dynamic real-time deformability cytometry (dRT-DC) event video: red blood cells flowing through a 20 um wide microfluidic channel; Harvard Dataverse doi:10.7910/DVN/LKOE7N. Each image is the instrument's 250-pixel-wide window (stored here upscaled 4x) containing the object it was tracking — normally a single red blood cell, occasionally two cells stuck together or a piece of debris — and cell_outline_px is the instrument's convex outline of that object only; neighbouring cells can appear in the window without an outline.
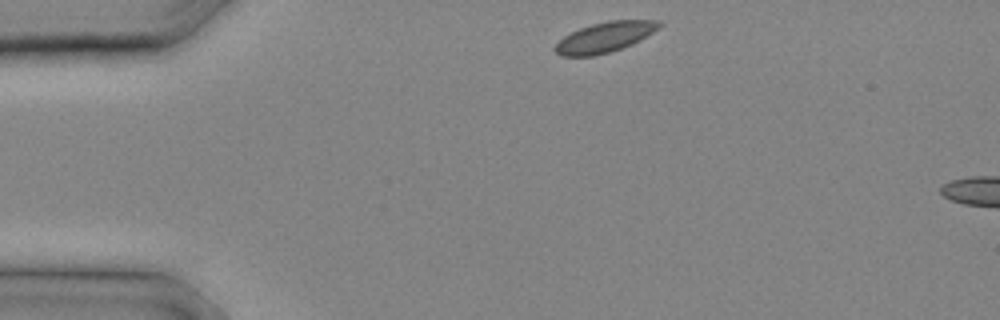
{"species": "common noctule bat (a hibernating species)", "species_latin": "Nyctalus noctula", "temperature_condition": "cold", "stored_images_in_passage": 3, "camera_frame_rate_fps": 3000, "um_per_image_px": 0.085, "animal": {"sex": "male", "body_mass_g": 20.4}, "frame": {"image": 1, "passage_image": 1, "time_ms": 0.0, "image_size_px": [1000, 320], "cell_outline_px": [[664, 24], [640, 40], [632, 44], [608, 52], [592, 56], [560, 56], [552, 48], [564, 36], [580, 28], [592, 24], [608, 20], [660, 20]], "centroid_in_image_um": [51.41, 3.15], "position_along_channel_um": 33.6, "area_um2": 18.21}}